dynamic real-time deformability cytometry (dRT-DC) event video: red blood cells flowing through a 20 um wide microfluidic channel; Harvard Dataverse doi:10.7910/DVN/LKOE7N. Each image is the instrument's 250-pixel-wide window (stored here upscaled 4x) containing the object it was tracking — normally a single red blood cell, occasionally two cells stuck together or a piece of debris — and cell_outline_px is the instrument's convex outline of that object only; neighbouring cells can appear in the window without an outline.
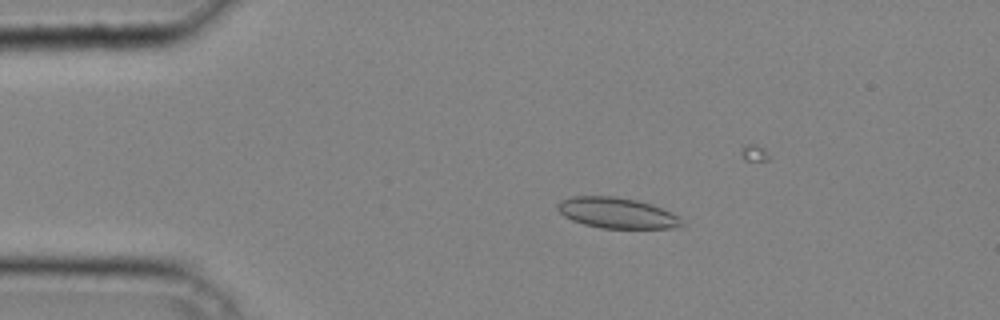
{"species": "common noctule bat (a hibernating species)", "species_latin": "Nyctalus noctula", "temperature_condition": "cold", "stored_images_in_passage": 33, "camera_frame_rate_fps": 3000, "um_per_image_px": 0.085, "animal": {"sex": "male", "body_mass_g": 20.4}, "frame": {"image": 1, "passage_image": 8, "time_ms": 2.333, "image_size_px": [1000, 320], "cell_outline_px": [[688, 224], [672, 228], [600, 228], [584, 224], [572, 220], [564, 216], [556, 208], [556, 204], [560, 200], [572, 196], [616, 196], [636, 200], [652, 204], [676, 216]], "centroid_in_image_um": [52.4, 18.1], "position_along_channel_um": 32.6, "area_um2": 22.2}}
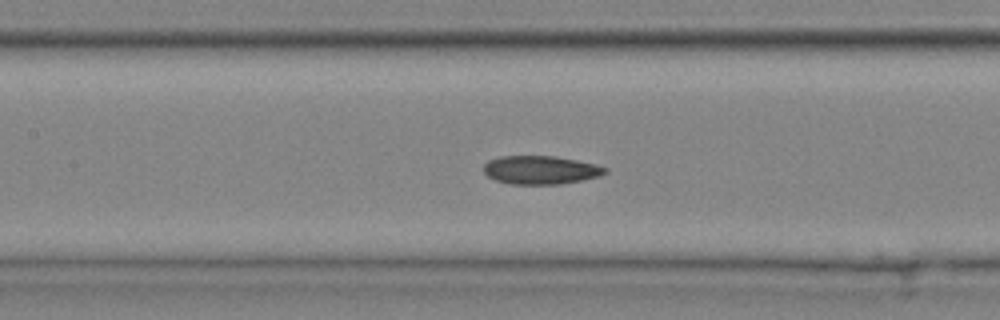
{"frame": {"image": 2, "passage_image": 19, "time_ms": 6.0, "image_size_px": [1000, 320], "cell_outline_px": [[608, 172], [600, 176], [560, 184], [512, 184], [496, 180], [488, 176], [484, 172], [484, 164], [488, 160], [500, 156], [556, 156], [596, 164], [608, 168]], "centroid_in_image_um": [45.96, 14.44], "position_along_channel_um": 161.4, "area_um2": 20.11}}
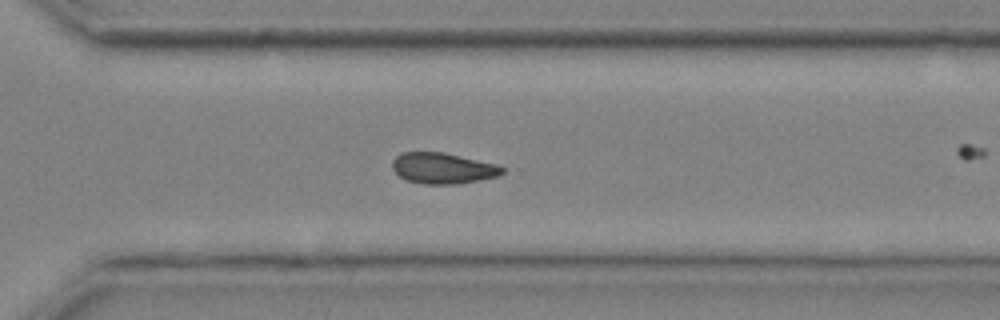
{"frame": {"image": 3, "passage_image": 30, "time_ms": 9.667, "image_size_px": [1000, 320], "cell_outline_px": [[504, 172], [496, 176], [480, 180], [460, 184], [424, 184], [408, 180], [400, 176], [392, 168], [392, 160], [396, 156], [404, 152], [444, 152], [496, 164], [504, 168]], "centroid_in_image_um": [37.64, 14.3], "position_along_channel_um": 333.0, "area_um2": 19.71}}